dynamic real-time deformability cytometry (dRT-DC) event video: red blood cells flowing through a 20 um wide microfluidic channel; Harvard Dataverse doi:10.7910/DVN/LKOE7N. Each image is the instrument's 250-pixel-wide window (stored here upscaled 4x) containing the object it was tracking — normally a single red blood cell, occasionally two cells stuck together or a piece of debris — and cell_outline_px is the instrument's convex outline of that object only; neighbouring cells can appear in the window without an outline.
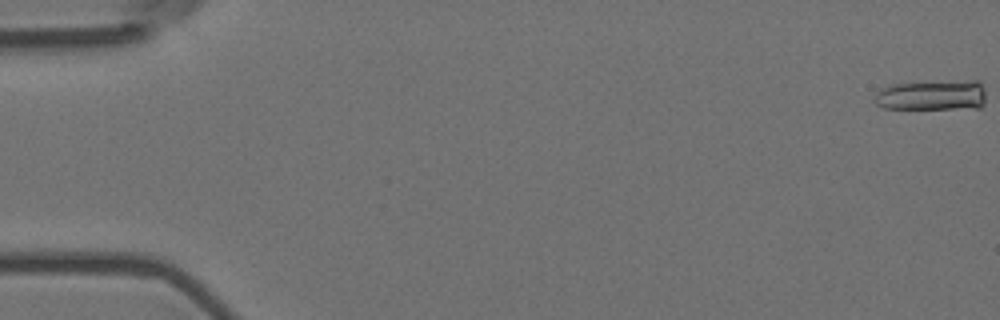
{"species": "Egyptian fruit bat (a non-hibernating species)", "species_latin": "Rousettus aegyptiacus", "temperature_condition": "room temperature", "stored_images_in_passage": 5, "camera_frame_rate_fps": 3000, "um_per_image_px": 0.085, "animal": {"sex": "female"}, "frame": {"image": 1, "passage_image": 1, "time_ms": 0.0, "image_size_px": [1000, 320], "cell_outline_px": [[984, 104], [980, 108], [884, 108], [876, 104], [872, 100], [876, 92], [880, 88], [892, 84], [972, 80], [980, 80], [984, 88]], "centroid_in_image_um": [79.22, 8.09], "position_along_channel_um": 5.8, "area_um2": 19.77}}
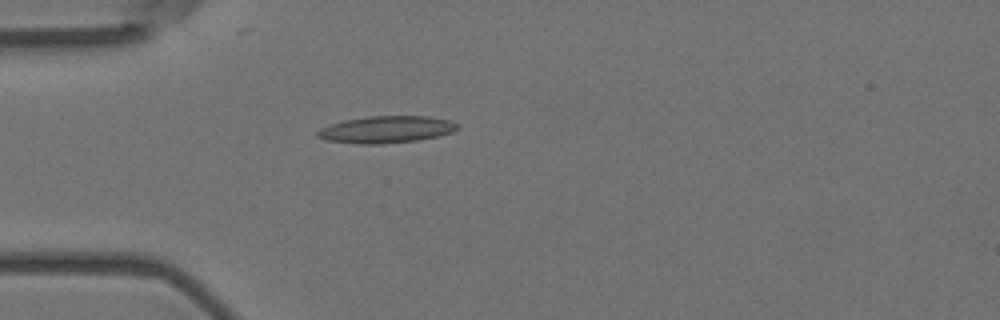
{"frame": {"image": 2, "passage_image": 5, "time_ms": 1.333, "image_size_px": [1000, 320], "cell_outline_px": [[460, 128], [452, 132], [420, 140], [380, 144], [360, 144], [328, 140], [316, 136], [316, 132], [320, 128], [344, 120], [368, 116], [428, 116], [448, 120], [460, 124]], "centroid_in_image_um": [32.86, 11.0], "position_along_channel_um": 52.1, "area_um2": 21.96}}